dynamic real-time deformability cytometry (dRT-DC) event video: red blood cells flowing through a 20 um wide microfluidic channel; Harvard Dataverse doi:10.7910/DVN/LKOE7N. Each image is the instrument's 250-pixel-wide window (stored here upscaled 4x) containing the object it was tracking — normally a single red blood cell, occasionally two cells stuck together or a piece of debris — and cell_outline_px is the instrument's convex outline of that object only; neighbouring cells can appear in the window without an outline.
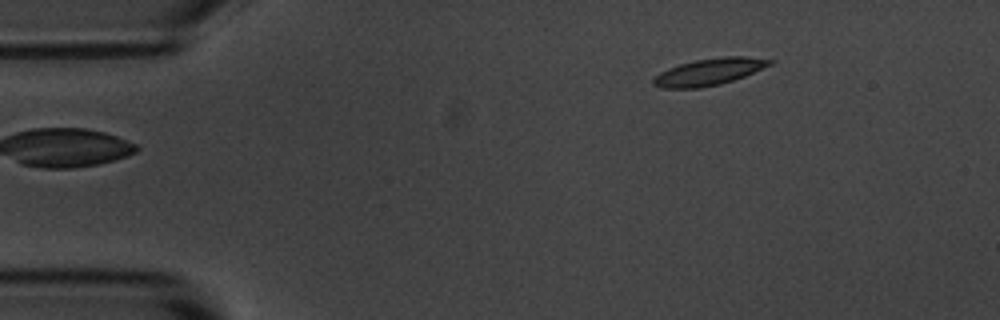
{"species": "common noctule bat (a hibernating species)", "species_latin": "Nyctalus noctula", "temperature_condition": "room temperature", "stored_images_in_passage": 3, "camera_frame_rate_fps": 3000, "um_per_image_px": 0.085, "animal": {"sex": "male", "body_mass_g": 20.1, "forearm_length_mm": 53.5}, "frame": {"image": 1, "passage_image": 1, "time_ms": 0.0, "image_size_px": [1000, 320], "cell_outline_px": [[776, 60], [772, 64], [744, 76], [720, 84], [700, 88], [660, 88], [652, 84], [652, 80], [660, 72], [668, 68], [680, 64], [696, 60], [724, 56], [744, 56]], "centroid_in_image_um": [60.27, 6.1], "position_along_channel_um": 24.7, "area_um2": 18.09}}